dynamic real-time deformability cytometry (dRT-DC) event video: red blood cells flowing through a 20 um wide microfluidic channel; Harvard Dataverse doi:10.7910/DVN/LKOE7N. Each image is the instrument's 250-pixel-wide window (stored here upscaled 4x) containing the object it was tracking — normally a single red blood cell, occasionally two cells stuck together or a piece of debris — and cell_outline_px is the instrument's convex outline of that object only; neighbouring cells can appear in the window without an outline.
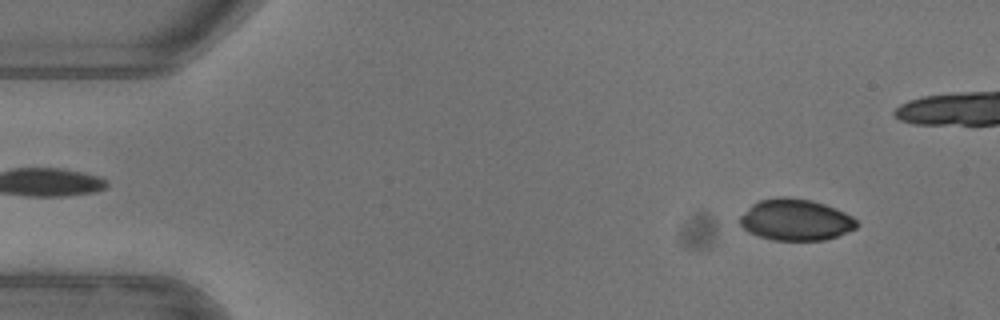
{"species": "common noctule bat (a hibernating species)", "species_latin": "Nyctalus noctula", "temperature_condition": "warm", "stored_images_in_passage": 6, "camera_frame_rate_fps": 3000, "um_per_image_px": 0.085, "animal": {"sex": "female"}, "frame": {"image": 1, "passage_image": 3, "time_ms": 0.667, "image_size_px": [1000, 320], "cell_outline_px": [[856, 228], [836, 236], [824, 240], [772, 240], [756, 236], [748, 232], [740, 224], [740, 216], [752, 204], [760, 200], [776, 196], [788, 196], [812, 200], [824, 204], [844, 212], [852, 216], [856, 220]], "centroid_in_image_um": [67.59, 18.67], "position_along_channel_um": 17.4, "area_um2": 28.21}}